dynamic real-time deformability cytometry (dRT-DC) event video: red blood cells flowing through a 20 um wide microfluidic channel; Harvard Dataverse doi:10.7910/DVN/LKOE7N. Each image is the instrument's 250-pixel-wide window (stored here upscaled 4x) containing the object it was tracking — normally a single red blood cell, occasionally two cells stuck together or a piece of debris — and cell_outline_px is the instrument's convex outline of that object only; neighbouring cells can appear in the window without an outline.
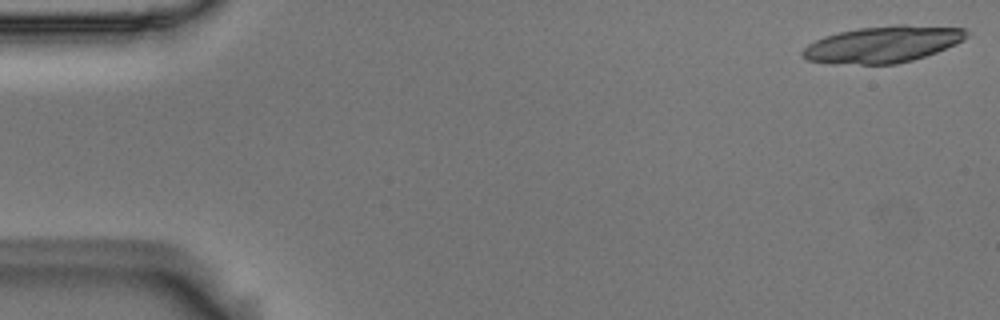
{"species": "Egyptian fruit bat (a non-hibernating species)", "species_latin": "Rousettus aegyptiacus", "temperature_condition": "room temperature", "stored_images_in_passage": 8, "camera_frame_rate_fps": 3000, "um_per_image_px": 0.085, "animal": {"sex": "male"}, "frame": {"image": 1, "passage_image": 1, "time_ms": 0.0, "image_size_px": [1000, 320], "cell_outline_px": [[968, 36], [964, 40], [956, 44], [936, 52], [912, 60], [896, 64], [832, 64], [808, 60], [800, 56], [800, 52], [808, 44], [824, 36], [840, 32], [860, 28], [896, 24], [908, 24], [964, 28], [968, 32]], "centroid_in_image_um": [75.03, 3.76], "position_along_channel_um": 10.0, "area_um2": 35.14}}